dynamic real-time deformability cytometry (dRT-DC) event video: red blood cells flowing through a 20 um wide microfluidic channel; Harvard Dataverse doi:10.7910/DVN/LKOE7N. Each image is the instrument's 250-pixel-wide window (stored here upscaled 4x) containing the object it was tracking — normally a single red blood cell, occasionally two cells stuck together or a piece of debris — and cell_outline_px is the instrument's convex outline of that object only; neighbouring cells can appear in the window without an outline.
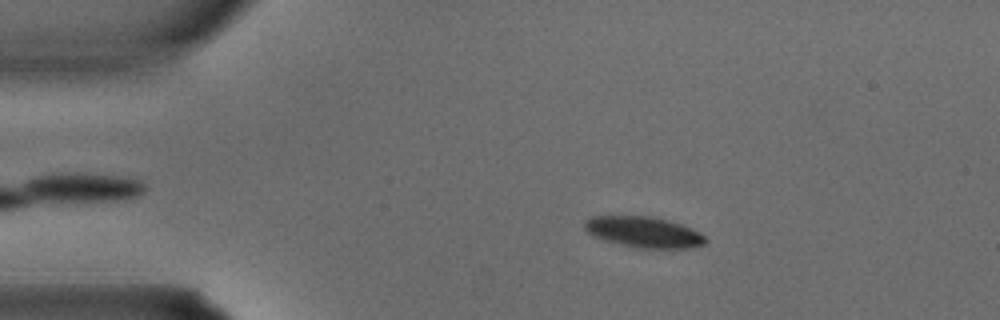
{"species": "common noctule bat (a hibernating species)", "species_latin": "Nyctalus noctula", "temperature_condition": "warm", "stored_images_in_passage": 2, "camera_frame_rate_fps": 3000, "um_per_image_px": 0.085, "animal": {"sex": "male", "body_mass_g": 15.6}, "frame": {"image": 1, "passage_image": 1, "time_ms": 0.0, "image_size_px": [1000, 320], "cell_outline_px": [[708, 240], [704, 244], [688, 248], [640, 248], [604, 240], [588, 232], [584, 228], [584, 220], [592, 216], [652, 216], [668, 220], [680, 224], [704, 236]], "centroid_in_image_um": [54.69, 19.72], "position_along_channel_um": 30.3, "area_um2": 21.39}}
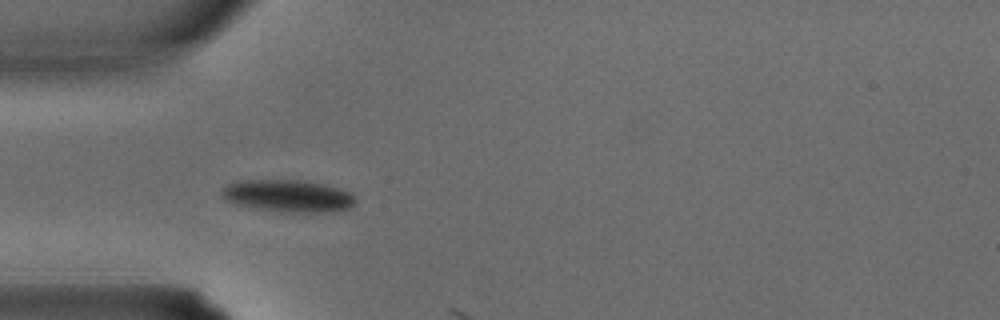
{"frame": {"image": 2, "passage_image": 2, "time_ms": 0.333, "image_size_px": [1000, 320], "cell_outline_px": [[356, 200], [348, 208], [336, 212], [280, 212], [236, 204], [228, 200], [220, 192], [220, 188], [224, 184], [236, 180], [308, 180], [328, 184], [352, 192]], "centroid_in_image_um": [24.5, 16.63], "position_along_channel_um": 60.5, "area_um2": 25.55}}